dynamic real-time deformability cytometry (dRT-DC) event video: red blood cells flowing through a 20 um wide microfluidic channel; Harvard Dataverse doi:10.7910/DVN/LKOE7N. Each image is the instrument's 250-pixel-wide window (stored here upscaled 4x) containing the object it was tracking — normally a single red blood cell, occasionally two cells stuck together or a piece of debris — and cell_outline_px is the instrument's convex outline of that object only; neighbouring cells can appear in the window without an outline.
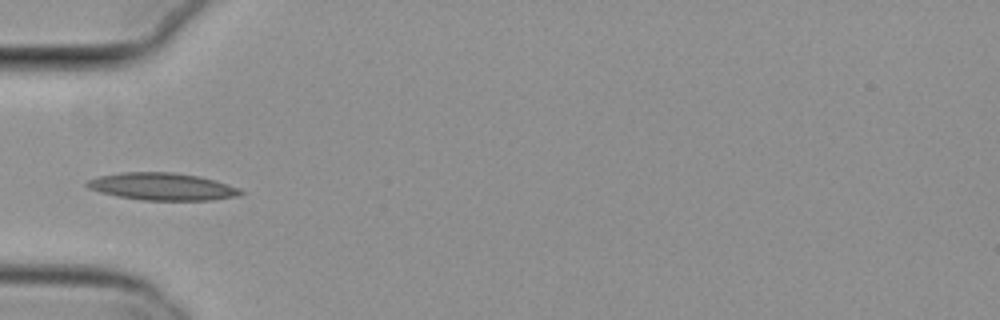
{"species": "common noctule bat (a hibernating species)", "species_latin": "Nyctalus noctula", "temperature_condition": "cold", "stored_images_in_passage": 5, "camera_frame_rate_fps": 3000, "um_per_image_px": 0.085, "animal": {"sex": "female", "body_mass_g": 29.2, "forearm_length_mm": 56.3}, "frame": {"image": 1, "passage_image": 5, "time_ms": 1.333, "image_size_px": [1000, 320], "cell_outline_px": [[244, 192], [240, 196], [212, 200], [140, 200], [100, 192], [88, 188], [84, 184], [88, 180], [100, 176], [120, 172], [172, 172], [200, 176], [228, 184], [240, 188]], "centroid_in_image_um": [13.82, 15.86], "position_along_channel_um": 71.2, "area_um2": 24.51}}